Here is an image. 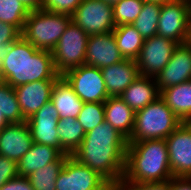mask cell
Wrapping results in <instances>:
<instances>
[{
    "label": "cell",
    "mask_w": 191,
    "mask_h": 190,
    "mask_svg": "<svg viewBox=\"0 0 191 190\" xmlns=\"http://www.w3.org/2000/svg\"><path fill=\"white\" fill-rule=\"evenodd\" d=\"M127 147L128 139L104 121L85 134L72 157L107 181H120L125 173Z\"/></svg>",
    "instance_id": "cell-1"
},
{
    "label": "cell",
    "mask_w": 191,
    "mask_h": 190,
    "mask_svg": "<svg viewBox=\"0 0 191 190\" xmlns=\"http://www.w3.org/2000/svg\"><path fill=\"white\" fill-rule=\"evenodd\" d=\"M1 70L6 83L13 88L34 81L57 80L61 76L55 69L52 52L35 48L22 36L11 44Z\"/></svg>",
    "instance_id": "cell-2"
},
{
    "label": "cell",
    "mask_w": 191,
    "mask_h": 190,
    "mask_svg": "<svg viewBox=\"0 0 191 190\" xmlns=\"http://www.w3.org/2000/svg\"><path fill=\"white\" fill-rule=\"evenodd\" d=\"M124 177L132 182H165L173 176L165 139L128 142Z\"/></svg>",
    "instance_id": "cell-3"
},
{
    "label": "cell",
    "mask_w": 191,
    "mask_h": 190,
    "mask_svg": "<svg viewBox=\"0 0 191 190\" xmlns=\"http://www.w3.org/2000/svg\"><path fill=\"white\" fill-rule=\"evenodd\" d=\"M161 97L135 112L134 127L128 142L166 139L181 124Z\"/></svg>",
    "instance_id": "cell-4"
},
{
    "label": "cell",
    "mask_w": 191,
    "mask_h": 190,
    "mask_svg": "<svg viewBox=\"0 0 191 190\" xmlns=\"http://www.w3.org/2000/svg\"><path fill=\"white\" fill-rule=\"evenodd\" d=\"M71 21L67 14L44 9L30 11L21 36L39 50L52 51Z\"/></svg>",
    "instance_id": "cell-5"
},
{
    "label": "cell",
    "mask_w": 191,
    "mask_h": 190,
    "mask_svg": "<svg viewBox=\"0 0 191 190\" xmlns=\"http://www.w3.org/2000/svg\"><path fill=\"white\" fill-rule=\"evenodd\" d=\"M89 35L71 21L51 51L56 71L63 75L69 69L85 64Z\"/></svg>",
    "instance_id": "cell-6"
},
{
    "label": "cell",
    "mask_w": 191,
    "mask_h": 190,
    "mask_svg": "<svg viewBox=\"0 0 191 190\" xmlns=\"http://www.w3.org/2000/svg\"><path fill=\"white\" fill-rule=\"evenodd\" d=\"M62 76L84 103L105 102L109 98L100 68L83 64Z\"/></svg>",
    "instance_id": "cell-7"
},
{
    "label": "cell",
    "mask_w": 191,
    "mask_h": 190,
    "mask_svg": "<svg viewBox=\"0 0 191 190\" xmlns=\"http://www.w3.org/2000/svg\"><path fill=\"white\" fill-rule=\"evenodd\" d=\"M71 18L89 36L109 33L116 27L113 6L103 0H83Z\"/></svg>",
    "instance_id": "cell-8"
},
{
    "label": "cell",
    "mask_w": 191,
    "mask_h": 190,
    "mask_svg": "<svg viewBox=\"0 0 191 190\" xmlns=\"http://www.w3.org/2000/svg\"><path fill=\"white\" fill-rule=\"evenodd\" d=\"M188 0L163 3L157 26V36L168 38L178 44L187 43L190 25Z\"/></svg>",
    "instance_id": "cell-9"
},
{
    "label": "cell",
    "mask_w": 191,
    "mask_h": 190,
    "mask_svg": "<svg viewBox=\"0 0 191 190\" xmlns=\"http://www.w3.org/2000/svg\"><path fill=\"white\" fill-rule=\"evenodd\" d=\"M177 46V42L157 35L144 39L139 55L135 59L140 75L156 77L168 64Z\"/></svg>",
    "instance_id": "cell-10"
},
{
    "label": "cell",
    "mask_w": 191,
    "mask_h": 190,
    "mask_svg": "<svg viewBox=\"0 0 191 190\" xmlns=\"http://www.w3.org/2000/svg\"><path fill=\"white\" fill-rule=\"evenodd\" d=\"M173 177H191V122H182L166 139Z\"/></svg>",
    "instance_id": "cell-11"
},
{
    "label": "cell",
    "mask_w": 191,
    "mask_h": 190,
    "mask_svg": "<svg viewBox=\"0 0 191 190\" xmlns=\"http://www.w3.org/2000/svg\"><path fill=\"white\" fill-rule=\"evenodd\" d=\"M106 182L98 172L68 156L55 186L56 190H97Z\"/></svg>",
    "instance_id": "cell-12"
},
{
    "label": "cell",
    "mask_w": 191,
    "mask_h": 190,
    "mask_svg": "<svg viewBox=\"0 0 191 190\" xmlns=\"http://www.w3.org/2000/svg\"><path fill=\"white\" fill-rule=\"evenodd\" d=\"M26 122L34 143L52 146L61 152L57 131L59 114L51 101L44 104Z\"/></svg>",
    "instance_id": "cell-13"
},
{
    "label": "cell",
    "mask_w": 191,
    "mask_h": 190,
    "mask_svg": "<svg viewBox=\"0 0 191 190\" xmlns=\"http://www.w3.org/2000/svg\"><path fill=\"white\" fill-rule=\"evenodd\" d=\"M159 91L191 80V47L178 44L168 64L156 75Z\"/></svg>",
    "instance_id": "cell-14"
},
{
    "label": "cell",
    "mask_w": 191,
    "mask_h": 190,
    "mask_svg": "<svg viewBox=\"0 0 191 190\" xmlns=\"http://www.w3.org/2000/svg\"><path fill=\"white\" fill-rule=\"evenodd\" d=\"M124 60L117 47L113 31L90 35L87 43L85 64L103 68Z\"/></svg>",
    "instance_id": "cell-15"
},
{
    "label": "cell",
    "mask_w": 191,
    "mask_h": 190,
    "mask_svg": "<svg viewBox=\"0 0 191 190\" xmlns=\"http://www.w3.org/2000/svg\"><path fill=\"white\" fill-rule=\"evenodd\" d=\"M56 80H41L16 86L17 100L25 120L29 119L44 104L50 102Z\"/></svg>",
    "instance_id": "cell-16"
},
{
    "label": "cell",
    "mask_w": 191,
    "mask_h": 190,
    "mask_svg": "<svg viewBox=\"0 0 191 190\" xmlns=\"http://www.w3.org/2000/svg\"><path fill=\"white\" fill-rule=\"evenodd\" d=\"M33 144L26 121L7 125L0 135V155L16 163L28 152Z\"/></svg>",
    "instance_id": "cell-17"
},
{
    "label": "cell",
    "mask_w": 191,
    "mask_h": 190,
    "mask_svg": "<svg viewBox=\"0 0 191 190\" xmlns=\"http://www.w3.org/2000/svg\"><path fill=\"white\" fill-rule=\"evenodd\" d=\"M109 97H119L139 76V68L133 59L101 68Z\"/></svg>",
    "instance_id": "cell-18"
},
{
    "label": "cell",
    "mask_w": 191,
    "mask_h": 190,
    "mask_svg": "<svg viewBox=\"0 0 191 190\" xmlns=\"http://www.w3.org/2000/svg\"><path fill=\"white\" fill-rule=\"evenodd\" d=\"M158 97H160V91L155 77L142 75L119 96L134 112L145 108Z\"/></svg>",
    "instance_id": "cell-19"
},
{
    "label": "cell",
    "mask_w": 191,
    "mask_h": 190,
    "mask_svg": "<svg viewBox=\"0 0 191 190\" xmlns=\"http://www.w3.org/2000/svg\"><path fill=\"white\" fill-rule=\"evenodd\" d=\"M50 101L57 109L59 119L77 118L84 104L62 75L54 83Z\"/></svg>",
    "instance_id": "cell-20"
},
{
    "label": "cell",
    "mask_w": 191,
    "mask_h": 190,
    "mask_svg": "<svg viewBox=\"0 0 191 190\" xmlns=\"http://www.w3.org/2000/svg\"><path fill=\"white\" fill-rule=\"evenodd\" d=\"M61 155L55 147L33 142L28 152L17 163L18 176L28 177L34 171L56 161Z\"/></svg>",
    "instance_id": "cell-21"
},
{
    "label": "cell",
    "mask_w": 191,
    "mask_h": 190,
    "mask_svg": "<svg viewBox=\"0 0 191 190\" xmlns=\"http://www.w3.org/2000/svg\"><path fill=\"white\" fill-rule=\"evenodd\" d=\"M105 121L112 125L127 139L134 127L135 112L119 97H109L104 102Z\"/></svg>",
    "instance_id": "cell-22"
},
{
    "label": "cell",
    "mask_w": 191,
    "mask_h": 190,
    "mask_svg": "<svg viewBox=\"0 0 191 190\" xmlns=\"http://www.w3.org/2000/svg\"><path fill=\"white\" fill-rule=\"evenodd\" d=\"M160 97L181 122H191V80L162 89Z\"/></svg>",
    "instance_id": "cell-23"
},
{
    "label": "cell",
    "mask_w": 191,
    "mask_h": 190,
    "mask_svg": "<svg viewBox=\"0 0 191 190\" xmlns=\"http://www.w3.org/2000/svg\"><path fill=\"white\" fill-rule=\"evenodd\" d=\"M57 131L61 153L72 156L85 137L83 126L76 118L59 119Z\"/></svg>",
    "instance_id": "cell-24"
},
{
    "label": "cell",
    "mask_w": 191,
    "mask_h": 190,
    "mask_svg": "<svg viewBox=\"0 0 191 190\" xmlns=\"http://www.w3.org/2000/svg\"><path fill=\"white\" fill-rule=\"evenodd\" d=\"M117 47L124 59L135 60L143 46L144 38L132 24L116 26L113 30Z\"/></svg>",
    "instance_id": "cell-25"
},
{
    "label": "cell",
    "mask_w": 191,
    "mask_h": 190,
    "mask_svg": "<svg viewBox=\"0 0 191 190\" xmlns=\"http://www.w3.org/2000/svg\"><path fill=\"white\" fill-rule=\"evenodd\" d=\"M68 156V154H62L56 161L47 164L28 176L34 190H56V179Z\"/></svg>",
    "instance_id": "cell-26"
},
{
    "label": "cell",
    "mask_w": 191,
    "mask_h": 190,
    "mask_svg": "<svg viewBox=\"0 0 191 190\" xmlns=\"http://www.w3.org/2000/svg\"><path fill=\"white\" fill-rule=\"evenodd\" d=\"M162 3L145 1L142 11L133 22L135 29L146 38L157 35V26Z\"/></svg>",
    "instance_id": "cell-27"
},
{
    "label": "cell",
    "mask_w": 191,
    "mask_h": 190,
    "mask_svg": "<svg viewBox=\"0 0 191 190\" xmlns=\"http://www.w3.org/2000/svg\"><path fill=\"white\" fill-rule=\"evenodd\" d=\"M0 113L11 123H22L23 118L15 90L8 83L0 85Z\"/></svg>",
    "instance_id": "cell-28"
},
{
    "label": "cell",
    "mask_w": 191,
    "mask_h": 190,
    "mask_svg": "<svg viewBox=\"0 0 191 190\" xmlns=\"http://www.w3.org/2000/svg\"><path fill=\"white\" fill-rule=\"evenodd\" d=\"M29 10L17 0H0V21L15 26L22 32Z\"/></svg>",
    "instance_id": "cell-29"
},
{
    "label": "cell",
    "mask_w": 191,
    "mask_h": 190,
    "mask_svg": "<svg viewBox=\"0 0 191 190\" xmlns=\"http://www.w3.org/2000/svg\"><path fill=\"white\" fill-rule=\"evenodd\" d=\"M143 0H120L113 6V20L115 26L133 24L142 11Z\"/></svg>",
    "instance_id": "cell-30"
},
{
    "label": "cell",
    "mask_w": 191,
    "mask_h": 190,
    "mask_svg": "<svg viewBox=\"0 0 191 190\" xmlns=\"http://www.w3.org/2000/svg\"><path fill=\"white\" fill-rule=\"evenodd\" d=\"M76 119L85 133L94 129L105 121L104 102L84 103Z\"/></svg>",
    "instance_id": "cell-31"
},
{
    "label": "cell",
    "mask_w": 191,
    "mask_h": 190,
    "mask_svg": "<svg viewBox=\"0 0 191 190\" xmlns=\"http://www.w3.org/2000/svg\"><path fill=\"white\" fill-rule=\"evenodd\" d=\"M83 0H43L42 9L72 15Z\"/></svg>",
    "instance_id": "cell-32"
},
{
    "label": "cell",
    "mask_w": 191,
    "mask_h": 190,
    "mask_svg": "<svg viewBox=\"0 0 191 190\" xmlns=\"http://www.w3.org/2000/svg\"><path fill=\"white\" fill-rule=\"evenodd\" d=\"M120 181L124 190H170V180L155 183H139L127 180L123 176Z\"/></svg>",
    "instance_id": "cell-33"
},
{
    "label": "cell",
    "mask_w": 191,
    "mask_h": 190,
    "mask_svg": "<svg viewBox=\"0 0 191 190\" xmlns=\"http://www.w3.org/2000/svg\"><path fill=\"white\" fill-rule=\"evenodd\" d=\"M18 176L17 163L0 155V188L10 179Z\"/></svg>",
    "instance_id": "cell-34"
},
{
    "label": "cell",
    "mask_w": 191,
    "mask_h": 190,
    "mask_svg": "<svg viewBox=\"0 0 191 190\" xmlns=\"http://www.w3.org/2000/svg\"><path fill=\"white\" fill-rule=\"evenodd\" d=\"M21 36V32L13 25L0 21V47H11Z\"/></svg>",
    "instance_id": "cell-35"
},
{
    "label": "cell",
    "mask_w": 191,
    "mask_h": 190,
    "mask_svg": "<svg viewBox=\"0 0 191 190\" xmlns=\"http://www.w3.org/2000/svg\"><path fill=\"white\" fill-rule=\"evenodd\" d=\"M0 190H34L28 177L17 176L7 181Z\"/></svg>",
    "instance_id": "cell-36"
},
{
    "label": "cell",
    "mask_w": 191,
    "mask_h": 190,
    "mask_svg": "<svg viewBox=\"0 0 191 190\" xmlns=\"http://www.w3.org/2000/svg\"><path fill=\"white\" fill-rule=\"evenodd\" d=\"M170 190H191V177H172Z\"/></svg>",
    "instance_id": "cell-37"
},
{
    "label": "cell",
    "mask_w": 191,
    "mask_h": 190,
    "mask_svg": "<svg viewBox=\"0 0 191 190\" xmlns=\"http://www.w3.org/2000/svg\"><path fill=\"white\" fill-rule=\"evenodd\" d=\"M21 2L29 11L42 9L43 0H17Z\"/></svg>",
    "instance_id": "cell-38"
},
{
    "label": "cell",
    "mask_w": 191,
    "mask_h": 190,
    "mask_svg": "<svg viewBox=\"0 0 191 190\" xmlns=\"http://www.w3.org/2000/svg\"><path fill=\"white\" fill-rule=\"evenodd\" d=\"M97 190H124L121 181H107Z\"/></svg>",
    "instance_id": "cell-39"
},
{
    "label": "cell",
    "mask_w": 191,
    "mask_h": 190,
    "mask_svg": "<svg viewBox=\"0 0 191 190\" xmlns=\"http://www.w3.org/2000/svg\"><path fill=\"white\" fill-rule=\"evenodd\" d=\"M10 47H0V66L2 65V62L7 57V54L9 53Z\"/></svg>",
    "instance_id": "cell-40"
},
{
    "label": "cell",
    "mask_w": 191,
    "mask_h": 190,
    "mask_svg": "<svg viewBox=\"0 0 191 190\" xmlns=\"http://www.w3.org/2000/svg\"><path fill=\"white\" fill-rule=\"evenodd\" d=\"M10 123L5 119V117L0 113V130L2 131Z\"/></svg>",
    "instance_id": "cell-41"
},
{
    "label": "cell",
    "mask_w": 191,
    "mask_h": 190,
    "mask_svg": "<svg viewBox=\"0 0 191 190\" xmlns=\"http://www.w3.org/2000/svg\"><path fill=\"white\" fill-rule=\"evenodd\" d=\"M144 2L145 1H151V2H159V3H168V2H173V1H176V0H143Z\"/></svg>",
    "instance_id": "cell-42"
},
{
    "label": "cell",
    "mask_w": 191,
    "mask_h": 190,
    "mask_svg": "<svg viewBox=\"0 0 191 190\" xmlns=\"http://www.w3.org/2000/svg\"><path fill=\"white\" fill-rule=\"evenodd\" d=\"M187 44L191 47V20L189 25V34H188Z\"/></svg>",
    "instance_id": "cell-43"
},
{
    "label": "cell",
    "mask_w": 191,
    "mask_h": 190,
    "mask_svg": "<svg viewBox=\"0 0 191 190\" xmlns=\"http://www.w3.org/2000/svg\"><path fill=\"white\" fill-rule=\"evenodd\" d=\"M105 3H108L111 6H114L120 0H103Z\"/></svg>",
    "instance_id": "cell-44"
},
{
    "label": "cell",
    "mask_w": 191,
    "mask_h": 190,
    "mask_svg": "<svg viewBox=\"0 0 191 190\" xmlns=\"http://www.w3.org/2000/svg\"><path fill=\"white\" fill-rule=\"evenodd\" d=\"M6 82L4 76H3V72L1 70V66H0V85L4 84Z\"/></svg>",
    "instance_id": "cell-45"
},
{
    "label": "cell",
    "mask_w": 191,
    "mask_h": 190,
    "mask_svg": "<svg viewBox=\"0 0 191 190\" xmlns=\"http://www.w3.org/2000/svg\"><path fill=\"white\" fill-rule=\"evenodd\" d=\"M189 2V9H190V17H191V0H188Z\"/></svg>",
    "instance_id": "cell-46"
}]
</instances>
